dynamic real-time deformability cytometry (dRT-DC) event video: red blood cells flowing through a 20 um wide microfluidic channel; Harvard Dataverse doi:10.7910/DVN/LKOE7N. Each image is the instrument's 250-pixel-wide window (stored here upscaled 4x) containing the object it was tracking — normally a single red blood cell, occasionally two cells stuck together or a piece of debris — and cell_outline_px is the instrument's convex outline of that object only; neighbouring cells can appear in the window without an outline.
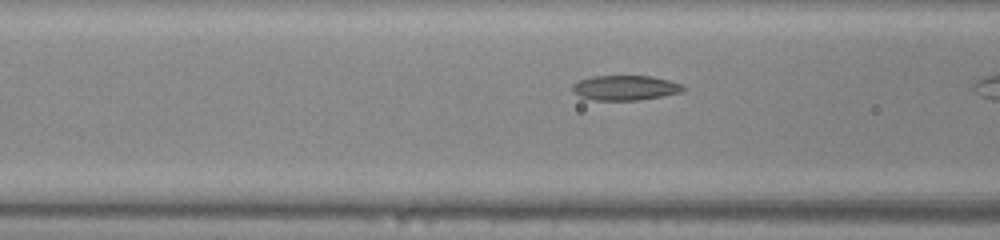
{"species": "common noctule bat (a hibernating species)", "species_latin": "Nyctalus noctula", "temperature_condition": "warm", "stored_images_in_passage": 10, "camera_frame_rate_fps": 3000, "um_per_image_px": 0.085, "animal": {"sex": "male", "body_mass_g": 20.0, "forearm_length_mm": 53.3}, "frame": {"image": 1, "passage_image": 6, "time_ms": 1.667, "image_size_px": [1000, 240], "cell_outline_px": [[688, 88], [680, 92], [660, 96], [636, 100], [592, 100], [580, 96], [572, 92], [572, 84], [580, 80], [592, 76], [652, 76], [684, 84]], "centroid_in_image_um": [53.14, 7.45], "position_along_channel_um": 113.5, "area_um2": 16.07}}
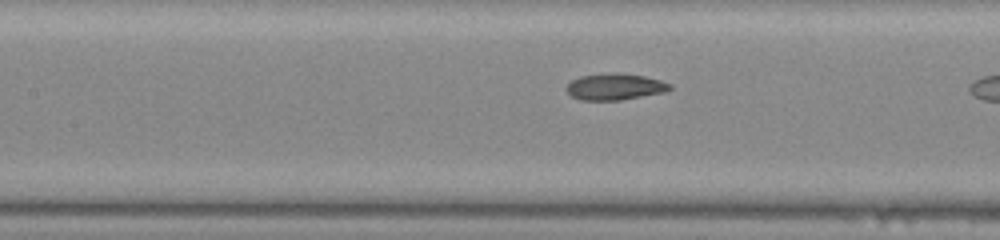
{"frame": {"image": 2, "passage_image": 9, "time_ms": 2.667, "image_size_px": [1000, 240], "cell_outline_px": [[672, 88], [664, 92], [620, 100], [580, 100], [572, 96], [564, 88], [572, 80], [580, 76], [616, 72], [644, 76], [660, 80], [672, 84]], "centroid_in_image_um": [52.26, 7.37], "position_along_channel_um": 155.1, "area_um2": 15.9}}